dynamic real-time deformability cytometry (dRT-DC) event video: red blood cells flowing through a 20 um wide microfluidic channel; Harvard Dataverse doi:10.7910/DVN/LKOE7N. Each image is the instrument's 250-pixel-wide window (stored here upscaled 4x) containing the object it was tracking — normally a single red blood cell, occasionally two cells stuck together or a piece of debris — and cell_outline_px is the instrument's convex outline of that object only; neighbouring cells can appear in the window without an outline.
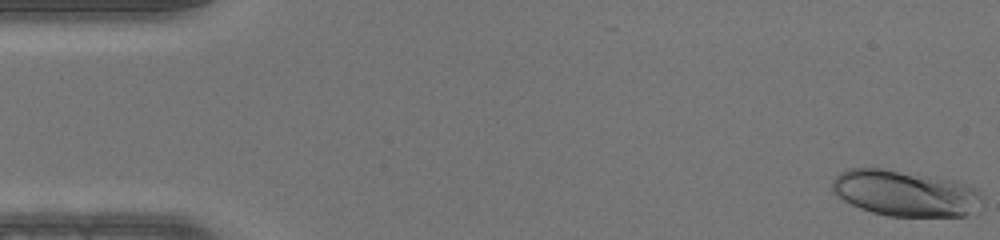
{"species": "human", "species_latin": "Homo sapiens", "temperature_condition": "warm", "stored_images_in_passage": 47, "camera_frame_rate_fps": 3000, "um_per_image_px": 0.085, "donor": {"sex": "male"}, "frame": {"image": 1, "passage_image": 1, "time_ms": 0.0, "image_size_px": [1000, 240], "cell_outline_px": [[976, 196], [968, 212], [964, 216], [888, 216], [872, 212], [860, 208], [844, 200], [832, 192], [832, 180], [840, 172], [848, 168], [880, 168], [948, 180], [968, 184], [976, 188]], "centroid_in_image_um": [76.75, 16.41], "position_along_channel_um": 8.3, "area_um2": 38.73}}
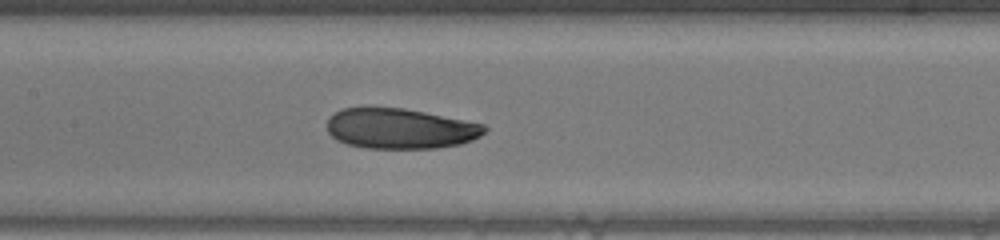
{"frame": {"image": 2, "passage_image": 22, "time_ms": 7.0, "image_size_px": [1000, 240], "cell_outline_px": [[488, 128], [480, 136], [472, 140], [460, 144], [436, 148], [364, 148], [348, 144], [336, 140], [328, 132], [328, 116], [340, 108], [404, 108], [484, 124]], "centroid_in_image_um": [33.99, 10.93], "position_along_channel_um": 173.4, "area_um2": 36.93}}
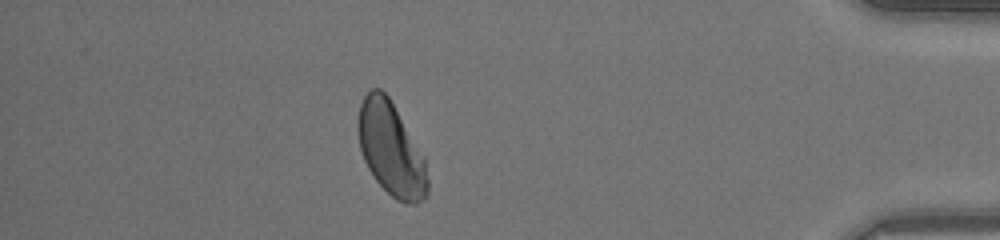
{"frame": {"image": 3, "passage_image": 41, "time_ms": 13.333, "image_size_px": [1000, 240], "cell_outline_px": [[428, 196], [416, 204], [408, 204], [396, 200], [372, 176], [364, 160], [360, 148], [356, 128], [356, 124], [360, 104], [364, 96], [372, 88], [380, 88], [388, 96], [424, 156], [428, 180]], "centroid_in_image_um": [33.22, 12.69], "position_along_channel_um": 402.0, "area_um2": 37.86}}